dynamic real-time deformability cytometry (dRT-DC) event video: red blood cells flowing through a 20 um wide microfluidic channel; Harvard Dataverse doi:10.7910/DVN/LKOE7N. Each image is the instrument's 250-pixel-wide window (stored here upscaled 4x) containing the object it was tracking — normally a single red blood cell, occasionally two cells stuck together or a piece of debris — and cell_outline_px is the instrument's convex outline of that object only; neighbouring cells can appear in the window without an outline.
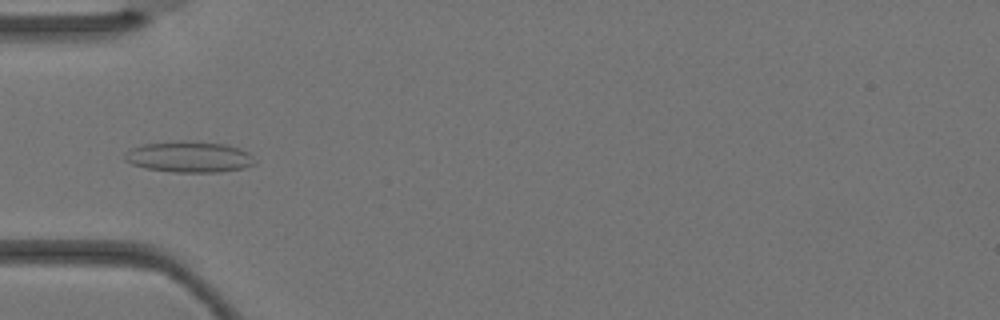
{"species": "Egyptian fruit bat (a non-hibernating species)", "species_latin": "Rousettus aegyptiacus", "temperature_condition": "warm", "stored_images_in_passage": 4, "camera_frame_rate_fps": 3000, "um_per_image_px": 0.085, "animal": {"sex": "female"}, "frame": {"image": 1, "passage_image": 4, "time_ms": 1.0, "image_size_px": [1000, 320], "cell_outline_px": [[256, 164], [244, 168], [220, 172], [176, 172], [144, 168], [132, 164], [124, 160], [124, 152], [132, 148], [144, 144], [180, 140], [184, 140], [224, 144], [240, 148], [248, 152], [256, 160]], "centroid_in_image_um": [16.09, 13.33], "position_along_channel_um": 68.9, "area_um2": 23.7}}